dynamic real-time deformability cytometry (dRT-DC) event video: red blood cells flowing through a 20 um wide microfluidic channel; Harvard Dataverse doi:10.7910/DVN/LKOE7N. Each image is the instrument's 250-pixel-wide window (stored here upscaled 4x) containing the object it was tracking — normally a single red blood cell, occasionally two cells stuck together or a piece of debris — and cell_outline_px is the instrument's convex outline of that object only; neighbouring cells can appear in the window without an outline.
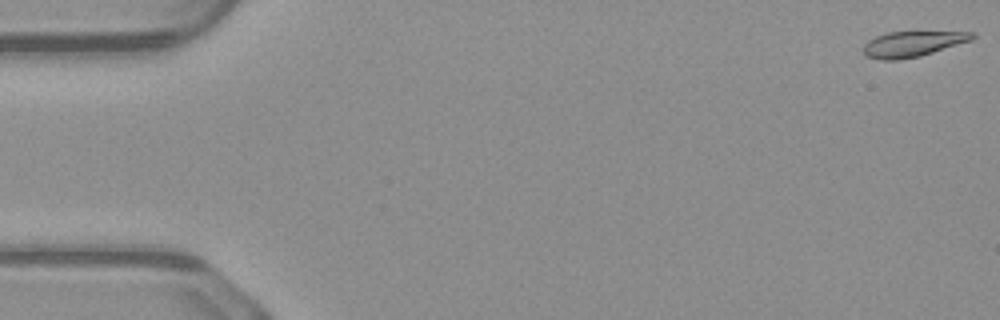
{"species": "common noctule bat (a hibernating species)", "species_latin": "Nyctalus noctula", "temperature_condition": "warm", "stored_images_in_passage": 51, "camera_frame_rate_fps": 3000, "um_per_image_px": 0.085, "animal": {"sex": "male", "body_mass_g": 23.1, "forearm_length_mm": 52.7}, "frame": {"image": 1, "passage_image": 1, "time_ms": 0.0, "image_size_px": [1000, 320], "cell_outline_px": [[976, 36], [972, 40], [920, 56], [900, 60], [880, 60], [864, 56], [864, 44], [868, 40], [876, 36], [888, 32], [976, 32]], "centroid_in_image_um": [77.55, 3.74], "position_along_channel_um": 7.5, "area_um2": 16.18}}
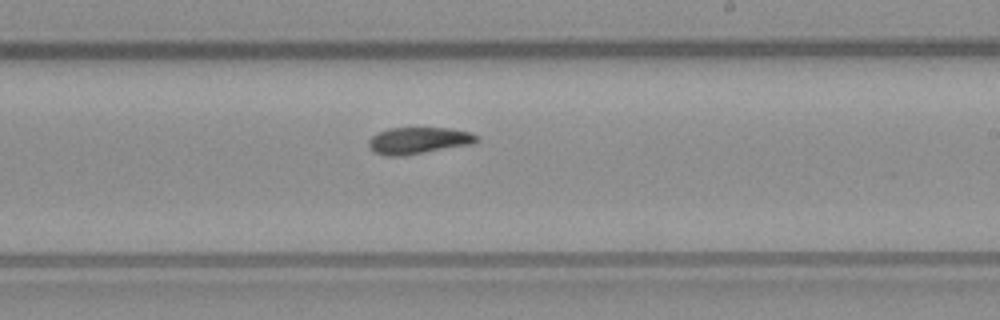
{"frame": {"image": 2, "passage_image": 30, "time_ms": 9.667, "image_size_px": [1000, 320], "cell_outline_px": [[480, 140], [472, 144], [400, 156], [384, 156], [372, 152], [368, 148], [368, 140], [376, 132], [388, 128], [448, 128], [468, 132], [476, 136]], "centroid_in_image_um": [35.48, 11.95], "position_along_channel_um": 253.5, "area_um2": 16.82}}
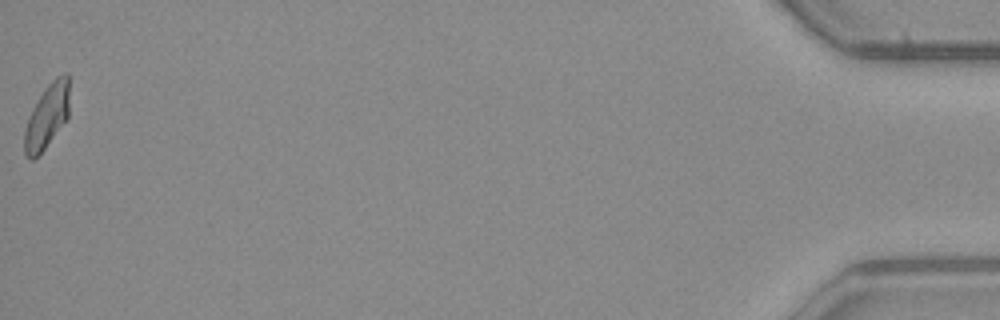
{"frame": {"image": 3, "passage_image": 51, "time_ms": 16.667, "image_size_px": [1000, 320], "cell_outline_px": [[68, 116], [44, 148], [32, 160], [24, 156], [24, 128], [28, 116], [32, 108], [44, 88], [56, 76], [64, 72], [68, 72]], "centroid_in_image_um": [3.96, 9.85], "position_along_channel_um": 431.2, "area_um2": 16.65}, "authors_computed_cell_mechanics": {"area_um2": 17.051, "velocity_mm_per_s": 4.0907, "shape_relaxation_time_tau1_ms": null, "shape_relaxation_time_tau2_ms": 7.346, "deformation_change_tau1": null, "deformation_change_tau2": 0.1198}}